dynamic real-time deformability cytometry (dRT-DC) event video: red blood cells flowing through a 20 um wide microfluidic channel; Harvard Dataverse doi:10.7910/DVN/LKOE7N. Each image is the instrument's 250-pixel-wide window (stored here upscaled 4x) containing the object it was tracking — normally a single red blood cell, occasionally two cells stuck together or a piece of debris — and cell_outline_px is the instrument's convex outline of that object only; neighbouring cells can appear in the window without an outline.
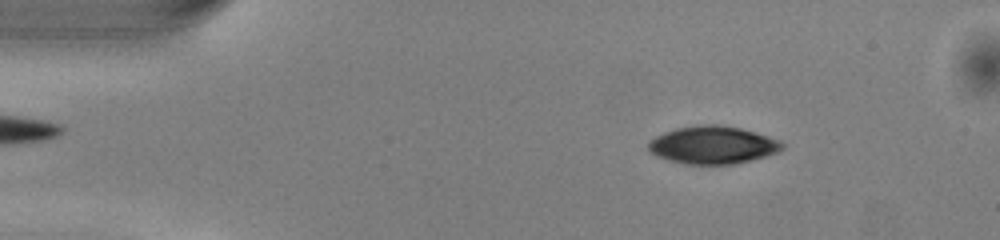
{"species": "common noctule bat (a hibernating species)", "species_latin": "Nyctalus noctula", "temperature_condition": "warm", "stored_images_in_passage": 49, "camera_frame_rate_fps": 3000, "um_per_image_px": 0.085, "animal": {"sex": "male", "body_mass_g": 13.0, "forearm_length_mm": 53.1}, "frame": {"image": 1, "passage_image": 6, "time_ms": 1.667, "image_size_px": [1000, 240], "cell_outline_px": [[784, 148], [776, 152], [764, 156], [732, 164], [684, 164], [668, 160], [656, 156], [648, 148], [648, 140], [664, 132], [676, 128], [708, 124], [716, 124], [740, 128], [756, 132], [780, 140], [784, 144]], "centroid_in_image_um": [60.56, 12.32], "position_along_channel_um": 24.4, "area_um2": 29.25}}
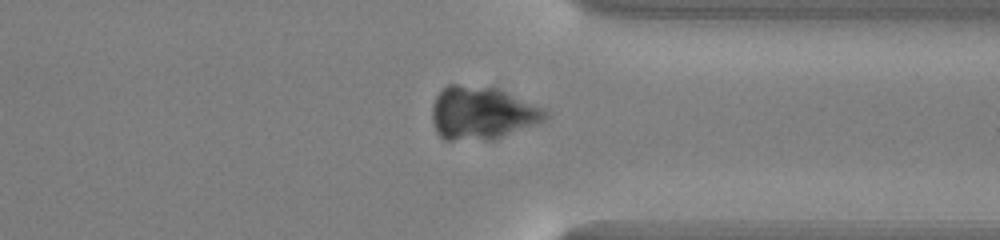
{"frame": {"image": 2, "passage_image": 37, "time_ms": 12.0, "image_size_px": [1000, 240], "cell_outline_px": [[548, 116], [544, 120], [492, 140], [444, 140], [436, 132], [432, 124], [432, 104], [436, 96], [448, 84], [456, 84], [496, 88], [540, 108], [548, 112]], "centroid_in_image_um": [40.87, 9.63], "position_along_channel_um": 370.5, "area_um2": 34.45}}
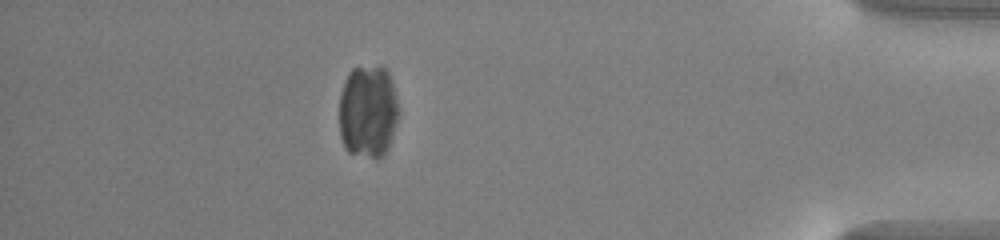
{"frame": {"image": 3, "passage_image": 43, "time_ms": 14.0, "image_size_px": [1000, 240], "cell_outline_px": [[400, 112], [388, 148], [384, 156], [380, 160], [376, 160], [348, 152], [344, 148], [340, 136], [340, 92], [344, 80], [348, 72], [352, 68], [380, 64], [384, 64], [388, 68]], "centroid_in_image_um": [31.29, 9.46], "position_along_channel_um": 403.9, "area_um2": 33.23}}